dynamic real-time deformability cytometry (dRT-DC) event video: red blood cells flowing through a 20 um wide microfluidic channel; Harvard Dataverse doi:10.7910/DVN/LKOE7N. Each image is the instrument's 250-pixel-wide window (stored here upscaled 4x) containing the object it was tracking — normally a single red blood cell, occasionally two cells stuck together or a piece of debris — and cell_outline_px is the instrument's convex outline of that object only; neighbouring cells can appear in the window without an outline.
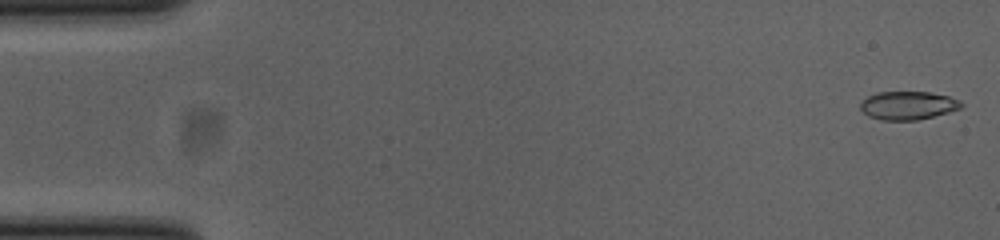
{"species": "common noctule bat (a hibernating species)", "species_latin": "Nyctalus noctula", "temperature_condition": "cold", "stored_images_in_passage": 52, "camera_frame_rate_fps": 3000, "um_per_image_px": 0.085, "animal": {"sex": "female", "body_mass_g": 23.0, "forearm_length_mm": 53.4}, "frame": {"image": 1, "passage_image": 1, "time_ms": 0.0, "image_size_px": [1000, 240], "cell_outline_px": [[964, 104], [960, 108], [948, 112], [916, 120], [880, 120], [868, 116], [860, 108], [860, 104], [868, 96], [876, 92], [928, 92], [948, 96], [960, 100]], "centroid_in_image_um": [77.17, 8.96], "position_along_channel_um": 7.8, "area_um2": 16.53}}
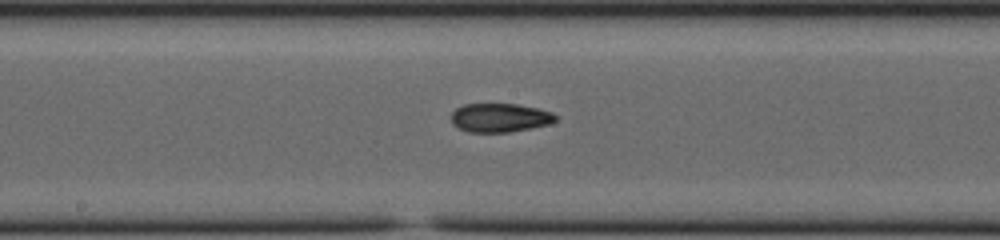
{"frame": {"image": 2, "passage_image": 27, "time_ms": 8.667, "image_size_px": [1000, 240], "cell_outline_px": [[560, 116], [556, 120], [548, 124], [532, 128], [508, 132], [468, 132], [452, 124], [452, 112], [456, 108], [464, 104], [516, 104], [536, 108], [552, 112]], "centroid_in_image_um": [42.51, 10.0], "position_along_channel_um": 205.7, "area_um2": 17.51}}
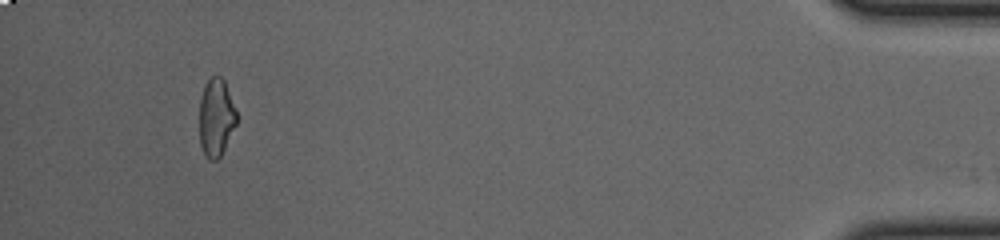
{"frame": {"image": 3, "passage_image": 49, "time_ms": 16.0, "image_size_px": [1000, 240], "cell_outline_px": [[236, 124], [220, 156], [216, 160], [208, 160], [200, 144], [200, 96], [204, 84], [216, 72], [224, 80], [236, 112]], "centroid_in_image_um": [18.35, 9.95], "position_along_channel_um": 416.9, "area_um2": 16.7}, "authors_computed_cell_mechanics": {"area_um2": 17.5134, "velocity_mm_per_s": 3.8835, "shape_relaxation_time_tau1_ms": null, "shape_relaxation_time_tau2_ms": 4.0106, "deformation_change_tau1": null, "deformation_change_tau2": 0.1003}}